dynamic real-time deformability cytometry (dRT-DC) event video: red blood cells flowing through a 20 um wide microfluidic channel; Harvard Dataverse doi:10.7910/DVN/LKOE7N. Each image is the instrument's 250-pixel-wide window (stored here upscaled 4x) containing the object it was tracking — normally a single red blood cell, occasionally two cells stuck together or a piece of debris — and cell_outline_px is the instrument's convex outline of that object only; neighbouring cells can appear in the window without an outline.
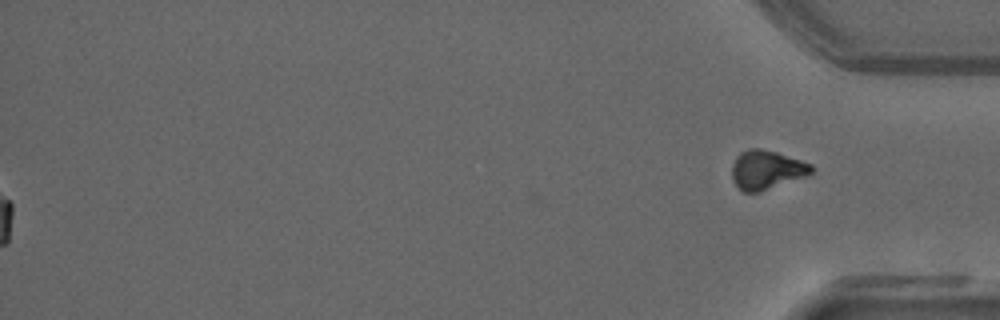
{"species": "common noctule bat (a hibernating species)", "species_latin": "Nyctalus noctula", "temperature_condition": "warm", "stored_images_in_passage": 38, "segment_of_instrument_passage": [2, 2], "camera_frame_rate_fps": 3000, "um_per_image_px": 0.085, "animal": {"sex": "male", "forearm_length_mm": 52.5}, "frame": {"image": 1, "passage_image": 38, "time_ms": 12.333, "image_size_px": [1000, 320], "cell_outline_px": [[816, 168], [808, 176], [760, 192], [744, 192], [732, 180], [732, 164], [736, 156], [740, 152], [748, 148], [760, 148], [776, 152], [812, 164]], "centroid_in_image_um": [65.18, 14.43], "position_along_channel_um": 370.0, "area_um2": 18.26}}